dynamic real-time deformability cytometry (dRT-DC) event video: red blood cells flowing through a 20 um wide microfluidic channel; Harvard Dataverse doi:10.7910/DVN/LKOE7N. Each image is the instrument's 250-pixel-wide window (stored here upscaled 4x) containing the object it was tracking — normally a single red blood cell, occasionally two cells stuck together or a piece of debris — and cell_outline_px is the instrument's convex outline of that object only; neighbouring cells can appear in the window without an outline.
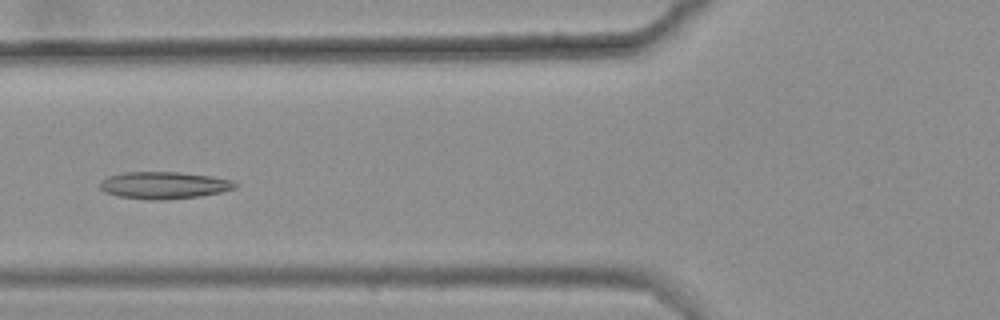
{"species": "common noctule bat (a hibernating species)", "species_latin": "Nyctalus noctula", "temperature_condition": "warm", "stored_images_in_passage": 7, "camera_frame_rate_fps": 3000, "um_per_image_px": 0.085, "animal": {"sex": "female", "body_mass_g": 25.1}, "frame": {"image": 1, "passage_image": 6, "time_ms": 1.667, "image_size_px": [1000, 320], "cell_outline_px": [[236, 188], [220, 192], [200, 196], [160, 200], [152, 200], [120, 196], [104, 192], [100, 188], [100, 180], [108, 176], [124, 172], [180, 172], [212, 176], [232, 180], [236, 184]], "centroid_in_image_um": [13.92, 15.74], "position_along_channel_um": 111.9, "area_um2": 21.27}}
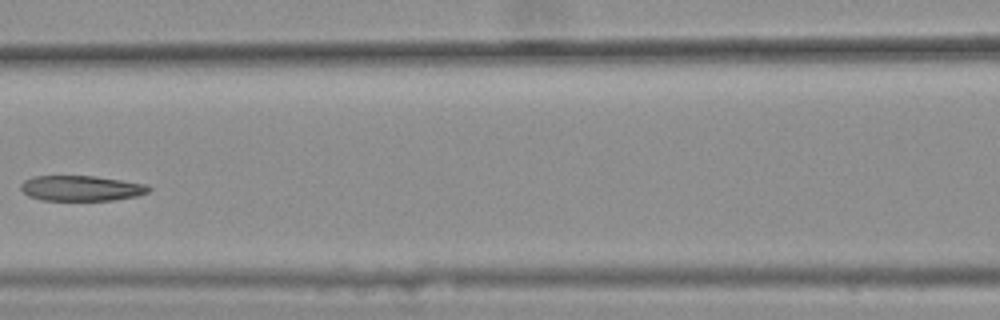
{"frame": {"image": 2, "passage_image": 7, "time_ms": 2.0, "image_size_px": [1000, 320], "cell_outline_px": [[152, 188], [148, 192], [136, 196], [112, 200], [40, 200], [28, 196], [20, 188], [20, 184], [24, 180], [32, 176], [96, 176], [148, 184]], "centroid_in_image_um": [6.9, 15.99], "position_along_channel_um": 159.7, "area_um2": 19.02}}